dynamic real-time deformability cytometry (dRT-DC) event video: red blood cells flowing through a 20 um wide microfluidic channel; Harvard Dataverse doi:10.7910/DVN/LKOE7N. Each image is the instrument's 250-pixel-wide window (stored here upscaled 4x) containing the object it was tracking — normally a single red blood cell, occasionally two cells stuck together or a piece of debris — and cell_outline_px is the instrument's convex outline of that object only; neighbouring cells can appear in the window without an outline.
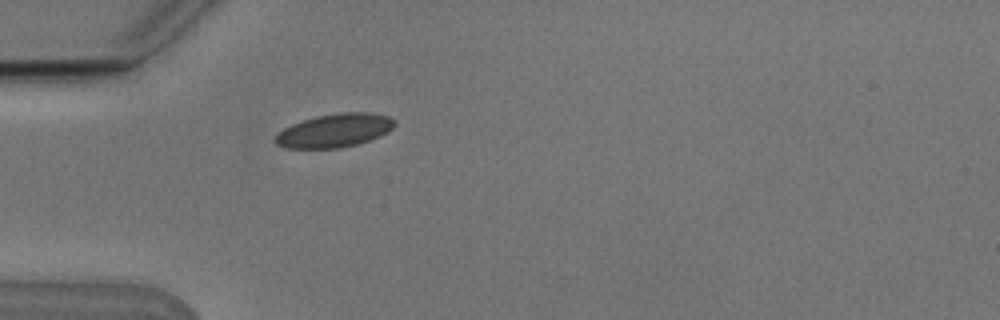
{"species": "Egyptian fruit bat (a non-hibernating species)", "species_latin": "Rousettus aegyptiacus", "temperature_condition": "cold", "stored_images_in_passage": 1, "camera_frame_rate_fps": 3000, "um_per_image_px": 0.085, "animal": {"sex": "male"}, "frame": {"image": 1, "passage_image": 1, "time_ms": 0.0, "image_size_px": [1000, 320], "cell_outline_px": [[396, 124], [388, 132], [380, 136], [356, 144], [340, 148], [288, 148], [276, 144], [272, 140], [284, 128], [292, 124], [316, 116], [340, 112], [372, 112], [388, 116], [396, 120]], "centroid_in_image_um": [28.46, 11.08], "position_along_channel_um": 56.5, "area_um2": 23.29}}